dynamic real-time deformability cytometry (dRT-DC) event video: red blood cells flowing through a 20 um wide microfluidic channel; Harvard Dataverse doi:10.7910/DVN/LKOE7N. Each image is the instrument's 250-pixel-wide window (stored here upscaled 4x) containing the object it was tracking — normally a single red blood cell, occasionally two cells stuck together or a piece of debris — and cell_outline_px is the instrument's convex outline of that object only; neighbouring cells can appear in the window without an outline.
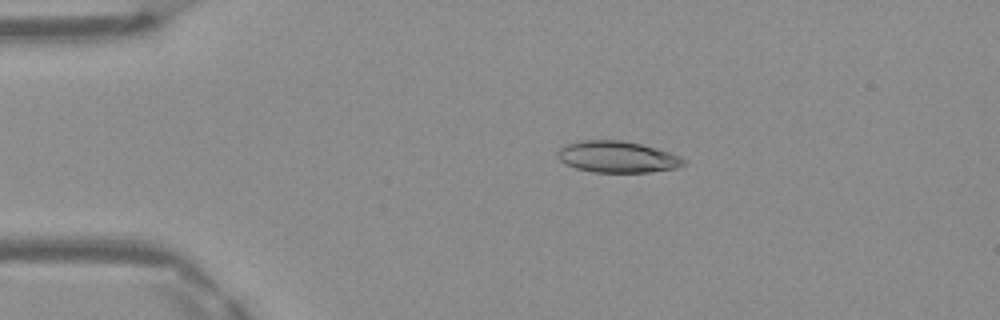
{"species": "Egyptian fruit bat (a non-hibernating species)", "species_latin": "Rousettus aegyptiacus", "temperature_condition": "warm", "stored_images_in_passage": 49, "camera_frame_rate_fps": 3000, "um_per_image_px": 0.085, "frame": {"image": 1, "passage_image": 10, "time_ms": 3.0, "image_size_px": [1000, 320], "cell_outline_px": [[684, 164], [676, 168], [648, 172], [592, 172], [576, 168], [564, 164], [560, 160], [556, 152], [564, 144], [580, 140], [620, 140], [640, 144], [656, 148], [680, 156], [684, 160]], "centroid_in_image_um": [52.41, 13.33], "position_along_channel_um": 32.6, "area_um2": 23.06}}
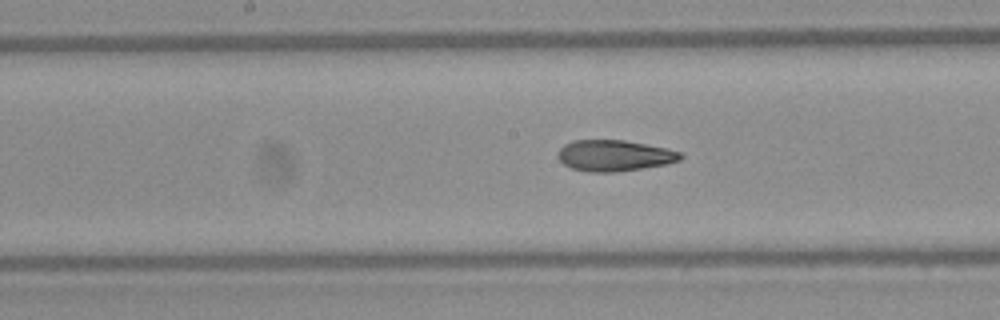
{"frame": {"image": 2, "passage_image": 25, "time_ms": 8.0, "image_size_px": [1000, 320], "cell_outline_px": [[684, 156], [680, 160], [668, 164], [612, 172], [592, 172], [572, 168], [564, 164], [556, 156], [556, 152], [564, 144], [572, 140], [624, 140], [668, 148], [680, 152]], "centroid_in_image_um": [52.21, 13.21], "position_along_channel_um": 196.0, "area_um2": 22.25}}
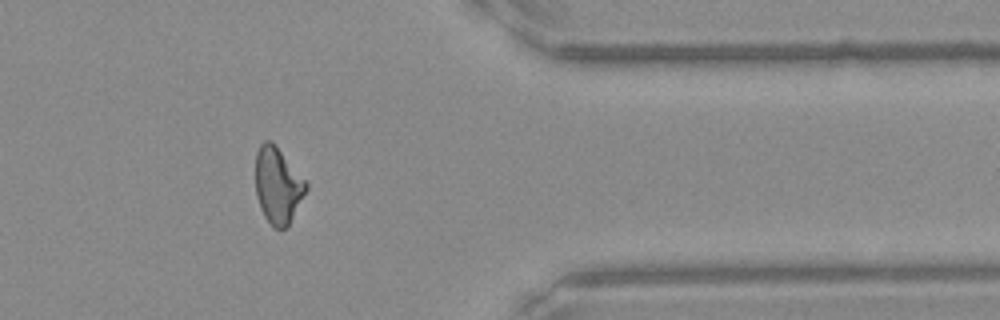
{"frame": {"image": 3, "passage_image": 40, "time_ms": 13.0, "image_size_px": [1000, 320], "cell_outline_px": [[308, 188], [288, 228], [280, 232], [264, 216], [260, 208], [256, 196], [256, 152], [260, 144], [264, 140], [272, 140], [276, 144], [308, 184]], "centroid_in_image_um": [23.62, 15.77], "position_along_channel_um": 387.8, "area_um2": 22.72}, "authors_computed_cell_mechanics": {"area_um2": 23.0044, "velocity_mm_per_s": 4.1802, "shape_relaxation_time_tau1_ms": null, "shape_relaxation_time_tau2_ms": 2.7022, "deformation_change_tau1": null, "deformation_change_tau2": 0.109}}